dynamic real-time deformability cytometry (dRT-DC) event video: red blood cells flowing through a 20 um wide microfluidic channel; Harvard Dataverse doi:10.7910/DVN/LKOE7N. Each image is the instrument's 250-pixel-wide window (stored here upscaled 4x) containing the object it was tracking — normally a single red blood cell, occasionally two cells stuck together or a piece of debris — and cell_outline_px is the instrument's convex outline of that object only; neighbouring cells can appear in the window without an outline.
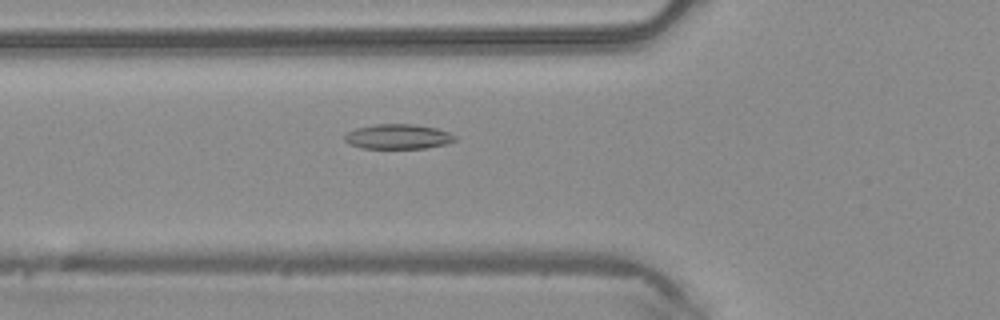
{"species": "common noctule bat (a hibernating species)", "species_latin": "Nyctalus noctula", "temperature_condition": "warm", "stored_images_in_passage": 43, "camera_frame_rate_fps": 3000, "um_per_image_px": 0.085, "animal": {"sex": "male", "body_mass_g": 20.4}, "frame": {"image": 1, "passage_image": 13, "time_ms": 4.0, "image_size_px": [1000, 320], "cell_outline_px": [[456, 140], [448, 144], [428, 148], [360, 148], [348, 144], [344, 140], [344, 136], [348, 132], [356, 128], [376, 124], [412, 124], [436, 128], [448, 132], [456, 136]], "centroid_in_image_um": [33.83, 11.62], "position_along_channel_um": 92.0, "area_um2": 16.07}}
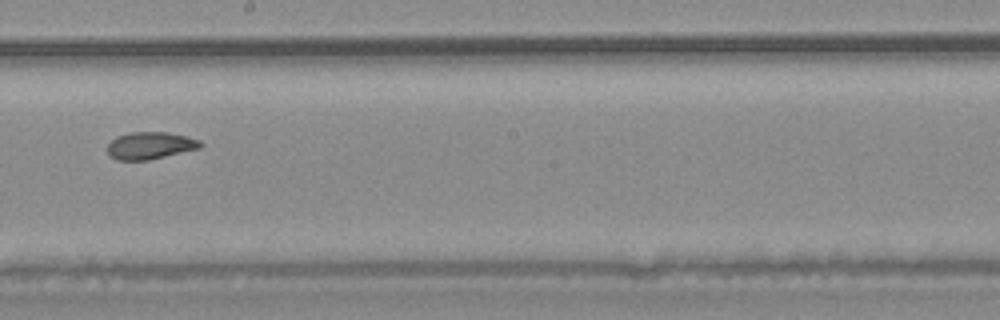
{"frame": {"image": 2, "passage_image": 23, "time_ms": 7.333, "image_size_px": [1000, 320], "cell_outline_px": [[204, 144], [200, 148], [148, 160], [116, 160], [108, 156], [108, 144], [116, 136], [132, 132], [168, 132], [200, 140]], "centroid_in_image_um": [12.75, 12.37], "position_along_channel_um": 235.5, "area_um2": 14.74}}
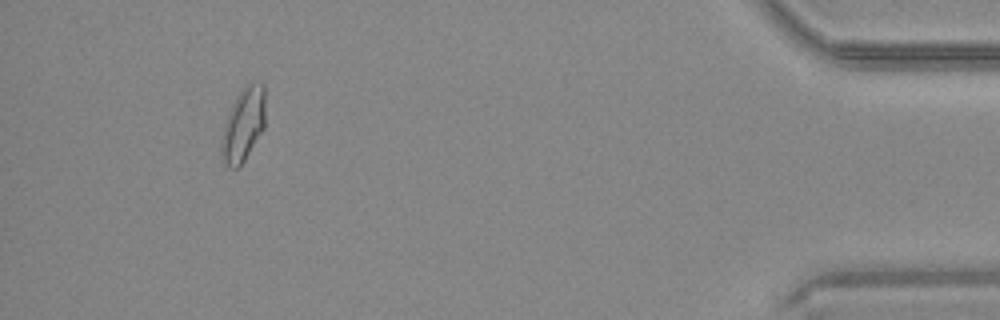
{"frame": {"image": 3, "passage_image": 40, "time_ms": 13.0, "image_size_px": [1000, 320], "cell_outline_px": [[264, 128], [244, 160], [236, 168], [232, 168], [224, 164], [220, 160], [220, 144], [224, 124], [228, 112], [232, 104], [240, 92], [252, 80], [260, 80], [264, 84]], "centroid_in_image_um": [20.66, 10.59], "position_along_channel_um": 414.5, "area_um2": 18.9}}